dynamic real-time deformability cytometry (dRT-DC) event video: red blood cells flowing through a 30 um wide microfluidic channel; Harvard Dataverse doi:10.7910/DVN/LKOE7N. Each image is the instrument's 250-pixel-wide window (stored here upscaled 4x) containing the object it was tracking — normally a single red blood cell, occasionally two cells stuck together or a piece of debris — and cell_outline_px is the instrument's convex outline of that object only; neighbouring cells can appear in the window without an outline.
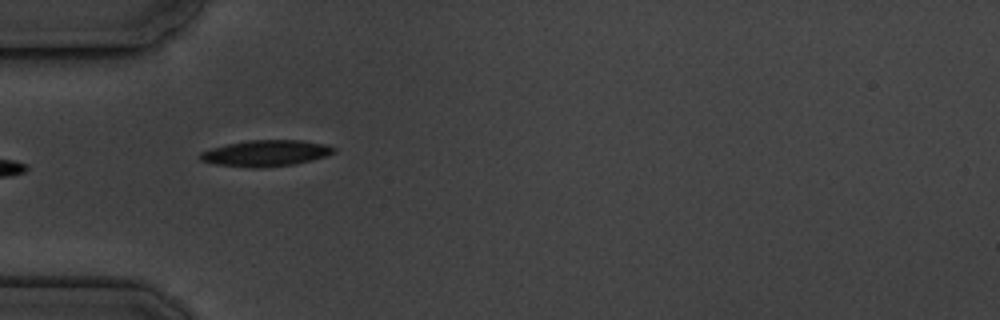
{"species": "common noctule bat (a hibernating species)", "species_latin": "Nyctalus noctula", "temperature_condition": "cold", "stored_images_in_passage": 7, "camera_frame_rate_fps": 3000, "um_per_image_px": 0.085, "animal": {"sex": "male", "body_mass_g": 19.5, "forearm_length_mm": 54.6}, "frame": {"image": 1, "passage_image": 6, "time_ms": 5.667, "image_size_px": [1000, 320], "cell_outline_px": [[336, 152], [312, 160], [292, 164], [260, 168], [252, 168], [216, 164], [200, 160], [200, 152], [212, 148], [228, 144], [248, 140], [304, 140], [324, 144], [336, 148]], "centroid_in_image_um": [22.6, 13.02], "position_along_channel_um": 62.4, "area_um2": 20.23}}